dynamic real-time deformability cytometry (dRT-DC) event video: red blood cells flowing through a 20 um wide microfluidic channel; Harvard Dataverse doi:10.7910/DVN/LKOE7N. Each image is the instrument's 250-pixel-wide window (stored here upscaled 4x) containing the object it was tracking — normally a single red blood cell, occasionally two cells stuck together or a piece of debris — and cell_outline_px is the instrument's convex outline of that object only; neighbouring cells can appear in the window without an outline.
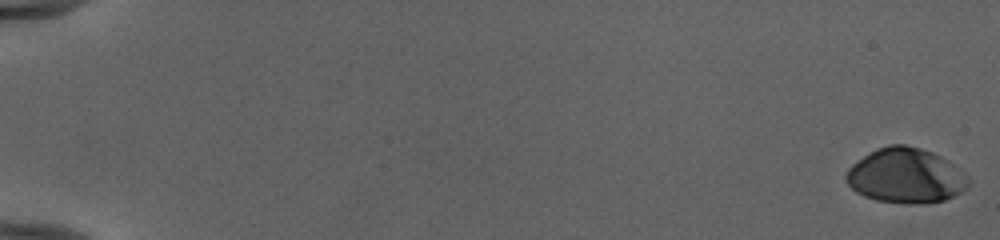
{"species": "human", "species_latin": "Homo sapiens", "temperature_condition": "cold", "stored_images_in_passage": 54, "camera_frame_rate_fps": 3000, "um_per_image_px": 0.085, "donor": {"sex": "female"}, "frame": {"image": 1, "passage_image": 1, "time_ms": 0.0, "image_size_px": [1000, 240], "cell_outline_px": [[968, 184], [960, 192], [944, 200], [920, 204], [908, 204], [876, 200], [864, 196], [856, 192], [848, 184], [844, 176], [848, 168], [852, 164], [876, 148], [888, 144], [904, 144], [920, 148], [932, 152], [940, 156], [968, 176]], "centroid_in_image_um": [76.94, 14.93], "position_along_channel_um": 8.1, "area_um2": 38.9}}
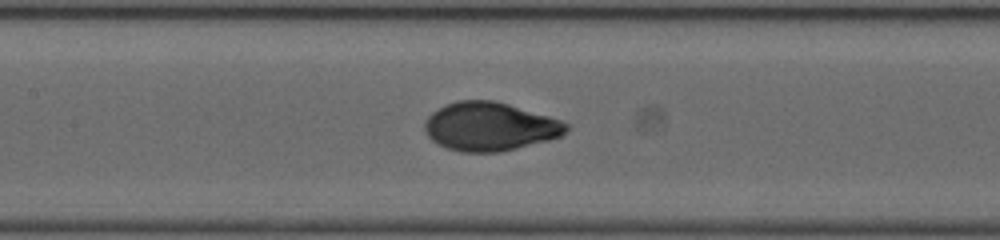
{"frame": {"image": 2, "passage_image": 28, "time_ms": 9.0, "image_size_px": [1000, 240], "cell_outline_px": [[568, 128], [560, 136], [548, 140], [500, 152], [460, 152], [448, 148], [432, 140], [428, 136], [424, 128], [424, 124], [428, 116], [432, 112], [448, 104], [460, 100], [492, 100], [508, 104], [548, 116], [560, 120], [568, 124]], "centroid_in_image_um": [41.62, 10.76], "position_along_channel_um": 165.8, "area_um2": 39.54}}
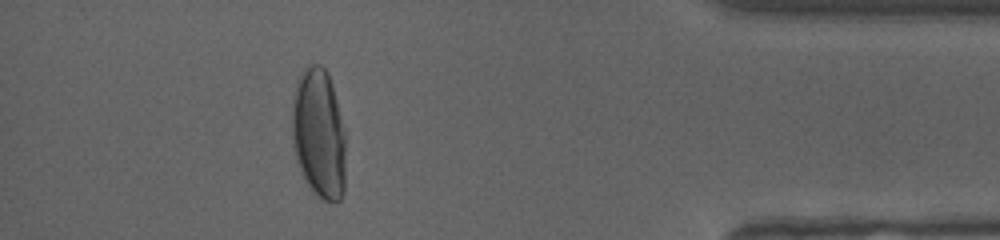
{"frame": {"image": 3, "passage_image": 49, "time_ms": 16.0, "image_size_px": [1000, 240], "cell_outline_px": [[344, 192], [340, 200], [336, 204], [332, 204], [324, 200], [304, 180], [296, 160], [292, 148], [292, 104], [300, 72], [312, 64], [320, 64], [328, 72], [332, 84], [344, 132]], "centroid_in_image_um": [27.08, 11.38], "position_along_channel_um": 408.1, "area_um2": 40.58}, "authors_computed_cell_mechanics": {"area_um2": 38.9283, "velocity_mm_per_s": 3.9718, "shape_relaxation_time_tau1_ms": 3.7801, "shape_relaxation_time_tau2_ms": null, "deformation_change_tau1": 0.1999, "deformation_change_tau2": null}}